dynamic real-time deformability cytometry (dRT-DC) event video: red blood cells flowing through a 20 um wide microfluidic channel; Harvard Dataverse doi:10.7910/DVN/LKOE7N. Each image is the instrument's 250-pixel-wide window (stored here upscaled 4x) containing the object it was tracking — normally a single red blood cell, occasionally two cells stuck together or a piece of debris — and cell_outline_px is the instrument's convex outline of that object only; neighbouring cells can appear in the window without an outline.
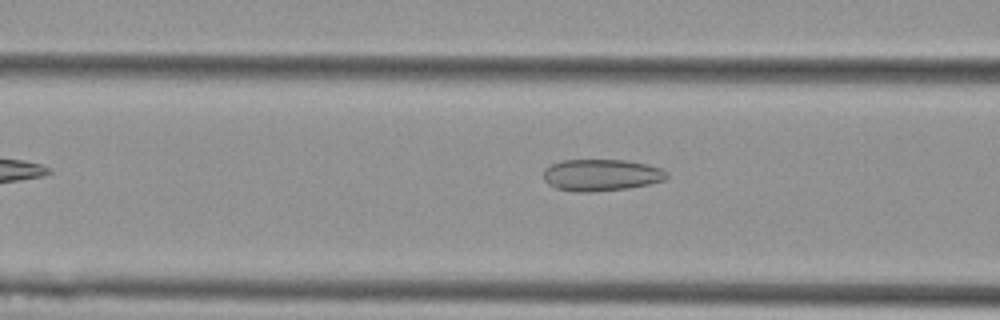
{"species": "Egyptian fruit bat (a non-hibernating species)", "species_latin": "Rousettus aegyptiacus", "temperature_condition": "cold", "stored_images_in_passage": 8, "camera_frame_rate_fps": 3000, "um_per_image_px": 0.085, "animal": {"sex": "female"}, "frame": {"image": 1, "passage_image": 5, "time_ms": 1.333, "image_size_px": [1000, 320], "cell_outline_px": [[668, 176], [664, 180], [648, 184], [628, 188], [588, 192], [580, 192], [556, 188], [548, 184], [544, 180], [544, 168], [552, 164], [564, 160], [628, 160], [648, 164], [660, 168], [668, 172]], "centroid_in_image_um": [51.11, 14.87], "position_along_channel_um": 115.5, "area_um2": 22.77}}